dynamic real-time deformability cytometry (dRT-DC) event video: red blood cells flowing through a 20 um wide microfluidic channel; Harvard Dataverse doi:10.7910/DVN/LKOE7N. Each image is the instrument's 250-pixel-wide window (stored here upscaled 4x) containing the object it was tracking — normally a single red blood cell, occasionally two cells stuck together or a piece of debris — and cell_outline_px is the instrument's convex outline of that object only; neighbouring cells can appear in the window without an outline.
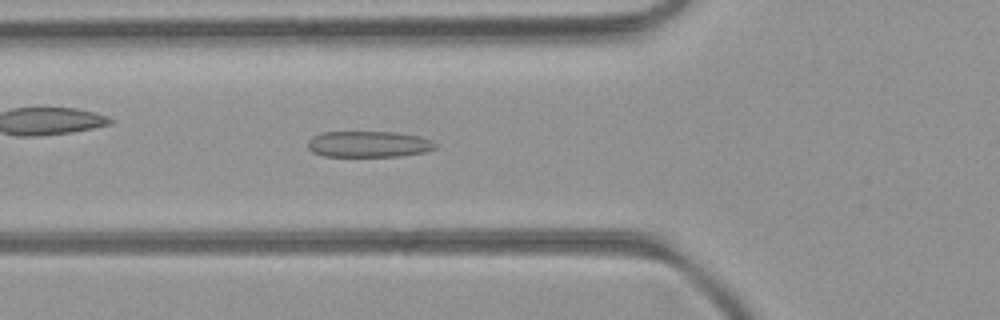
{"species": "common noctule bat (a hibernating species)", "species_latin": "Nyctalus noctula", "temperature_condition": "room temperature", "stored_images_in_passage": 47, "camera_frame_rate_fps": 3000, "um_per_image_px": 0.085, "animal": {"sex": "female", "body_mass_g": 21.9}, "frame": {"image": 1, "passage_image": 15, "time_ms": 4.667, "image_size_px": [1000, 320], "cell_outline_px": [[436, 148], [424, 152], [400, 156], [324, 156], [312, 152], [308, 148], [308, 140], [312, 136], [324, 132], [392, 132], [420, 136], [432, 140], [436, 144]], "centroid_in_image_um": [31.33, 12.25], "position_along_channel_um": 94.5, "area_um2": 19.42}}
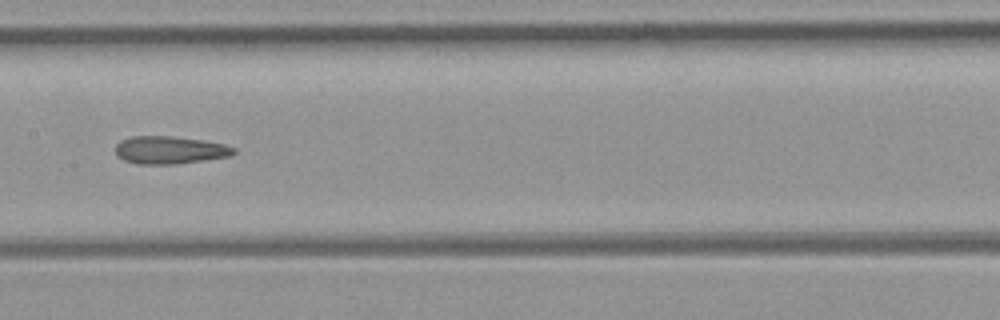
{"frame": {"image": 2, "passage_image": 22, "time_ms": 7.0, "image_size_px": [1000, 320], "cell_outline_px": [[236, 152], [232, 156], [176, 164], [136, 164], [124, 160], [116, 156], [116, 144], [120, 140], [132, 136], [168, 136], [204, 140], [224, 144], [236, 148]], "centroid_in_image_um": [14.43, 12.75], "position_along_channel_um": 193.0, "area_um2": 19.25}}
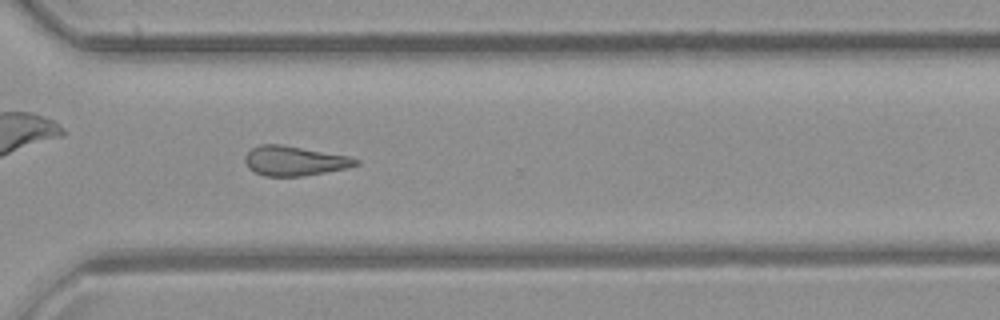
{"frame": {"image": 3, "passage_image": 33, "time_ms": 10.667, "image_size_px": [1000, 320], "cell_outline_px": [[360, 164], [348, 168], [300, 176], [264, 176], [248, 168], [244, 160], [244, 156], [252, 148], [260, 144], [280, 144], [352, 156], [360, 160]], "centroid_in_image_um": [25.05, 13.66], "position_along_channel_um": 345.5, "area_um2": 19.25}, "authors_computed_cell_mechanics": {"area_um2": 19.7676, "velocity_mm_per_s": 4.184, "shape_relaxation_time_tau1_ms": null, "shape_relaxation_time_tau2_ms": 5.7802, "deformation_change_tau1": null, "deformation_change_tau2": 0.1767}}